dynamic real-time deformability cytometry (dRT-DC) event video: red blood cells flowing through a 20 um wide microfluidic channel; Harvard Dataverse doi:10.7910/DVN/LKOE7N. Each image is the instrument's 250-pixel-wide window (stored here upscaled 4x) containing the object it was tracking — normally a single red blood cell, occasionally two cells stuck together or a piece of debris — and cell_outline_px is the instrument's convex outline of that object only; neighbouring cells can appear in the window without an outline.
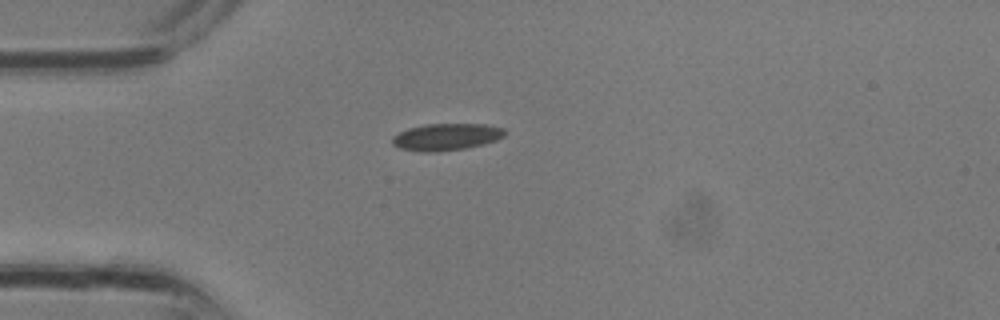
{"species": "common noctule bat (a hibernating species)", "species_latin": "Nyctalus noctula", "temperature_condition": "room temperature", "stored_images_in_passage": 1, "camera_frame_rate_fps": 3000, "um_per_image_px": 0.085, "animal": {"sex": "male", "body_mass_g": 13.3}, "frame": {"image": 1, "passage_image": 1, "time_ms": 0.0, "image_size_px": [1000, 320], "cell_outline_px": [[504, 136], [496, 140], [464, 148], [432, 152], [424, 152], [400, 148], [392, 144], [392, 136], [408, 128], [428, 124], [484, 124], [504, 128]], "centroid_in_image_um": [37.9, 11.63], "position_along_channel_um": 47.1, "area_um2": 17.34}}